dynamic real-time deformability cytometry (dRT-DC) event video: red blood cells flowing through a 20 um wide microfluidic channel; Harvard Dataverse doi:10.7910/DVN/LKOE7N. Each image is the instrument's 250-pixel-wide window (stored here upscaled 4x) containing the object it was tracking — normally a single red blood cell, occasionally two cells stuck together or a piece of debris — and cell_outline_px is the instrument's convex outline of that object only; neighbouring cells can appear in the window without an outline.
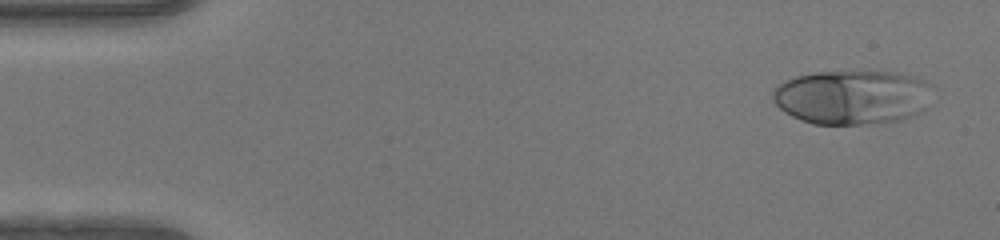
{"species": "human", "species_latin": "Homo sapiens", "temperature_condition": "warm", "stored_images_in_passage": 47, "camera_frame_rate_fps": 3000, "um_per_image_px": 0.085, "donor": {"sex": "female"}, "frame": {"image": 1, "passage_image": 1, "time_ms": 0.0, "image_size_px": [1000, 240], "cell_outline_px": [[932, 84], [928, 108], [912, 116], [896, 120], [860, 124], [812, 124], [800, 120], [784, 112], [772, 100], [772, 88], [796, 76], [816, 72], [896, 72], [916, 76]], "centroid_in_image_um": [72.46, 8.25], "position_along_channel_um": 12.5, "area_um2": 50.81}}
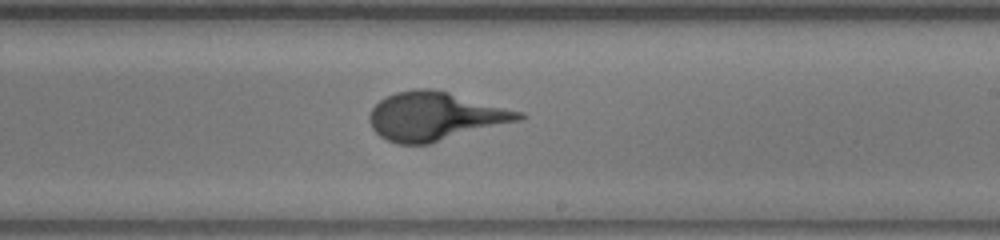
{"frame": {"image": 2, "passage_image": 27, "time_ms": 8.667, "image_size_px": [1000, 240], "cell_outline_px": [[528, 116], [520, 120], [428, 144], [396, 144], [380, 136], [372, 128], [368, 120], [368, 116], [372, 108], [380, 100], [396, 92], [416, 88], [432, 88], [448, 92], [524, 112]], "centroid_in_image_um": [36.97, 9.88], "position_along_channel_um": 252.0, "area_um2": 42.02}}
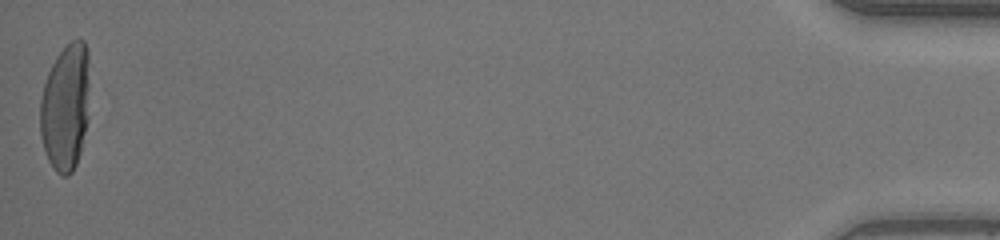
{"frame": {"image": 3, "passage_image": 47, "time_ms": 15.333, "image_size_px": [1000, 240], "cell_outline_px": [[88, 120], [80, 152], [76, 164], [72, 172], [68, 176], [60, 176], [52, 168], [48, 160], [40, 136], [40, 100], [44, 84], [48, 72], [56, 56], [72, 40], [84, 40], [88, 52]], "centroid_in_image_um": [5.56, 9.14], "position_along_channel_um": 429.6, "area_um2": 36.76}}